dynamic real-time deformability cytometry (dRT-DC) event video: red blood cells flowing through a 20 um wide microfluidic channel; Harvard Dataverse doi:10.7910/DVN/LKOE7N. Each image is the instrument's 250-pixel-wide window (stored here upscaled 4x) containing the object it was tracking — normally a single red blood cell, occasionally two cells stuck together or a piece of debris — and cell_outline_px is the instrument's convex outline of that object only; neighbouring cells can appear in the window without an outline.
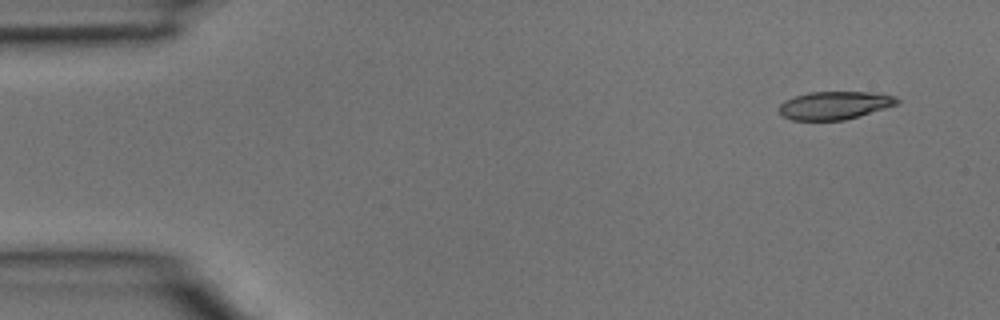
{"species": "common noctule bat (a hibernating species)", "species_latin": "Nyctalus noctula", "temperature_condition": "room temperature", "stored_images_in_passage": 4, "camera_frame_rate_fps": 3000, "um_per_image_px": 0.085, "animal": {"sex": "male", "body_mass_g": 15.6}, "frame": {"image": 1, "passage_image": 1, "time_ms": 0.0, "image_size_px": [1000, 320], "cell_outline_px": [[900, 104], [844, 120], [792, 120], [784, 116], [780, 112], [780, 104], [784, 100], [792, 96], [808, 92], [872, 92], [896, 96], [900, 100]], "centroid_in_image_um": [70.96, 8.94], "position_along_channel_um": 14.0, "area_um2": 19.36}}
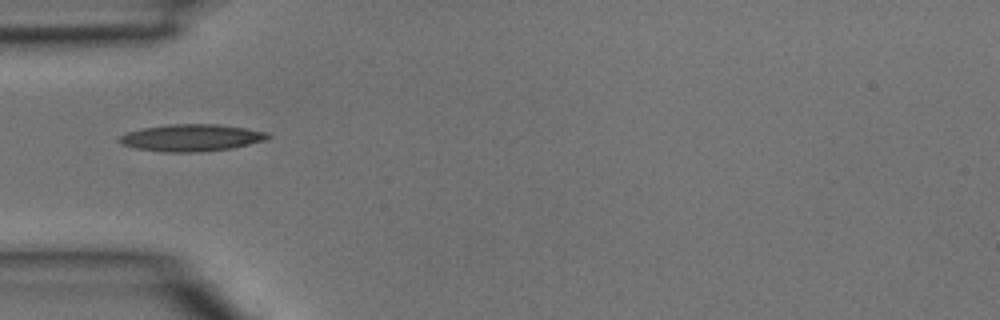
{"frame": {"image": 2, "passage_image": 4, "time_ms": 1.0, "image_size_px": [1000, 320], "cell_outline_px": [[272, 136], [264, 140], [232, 148], [200, 152], [164, 152], [136, 148], [120, 144], [116, 140], [120, 136], [128, 132], [144, 128], [168, 124], [216, 124], [244, 128], [268, 132]], "centroid_in_image_um": [16.25, 11.71], "position_along_channel_um": 68.8, "area_um2": 23.29}}